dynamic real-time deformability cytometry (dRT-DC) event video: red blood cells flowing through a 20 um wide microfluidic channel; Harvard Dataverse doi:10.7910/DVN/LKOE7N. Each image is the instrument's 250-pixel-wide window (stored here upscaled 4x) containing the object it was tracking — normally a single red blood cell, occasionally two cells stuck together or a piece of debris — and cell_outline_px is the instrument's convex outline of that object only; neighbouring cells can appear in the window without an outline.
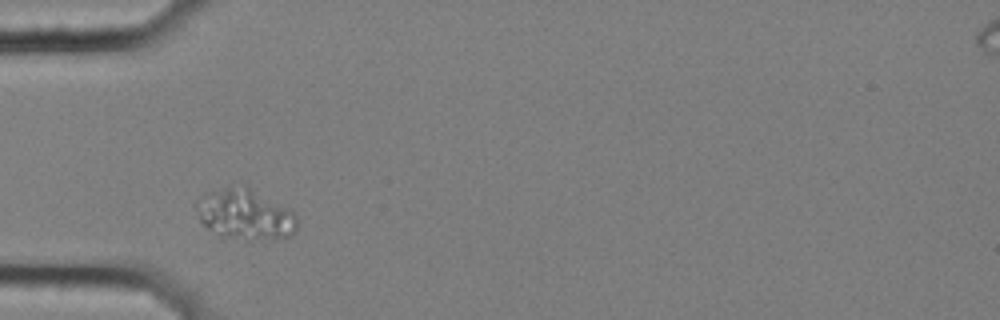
{"species": "common noctule bat (a hibernating species)", "species_latin": "Nyctalus noctula", "temperature_condition": "cold", "stored_images_in_passage": 2, "camera_frame_rate_fps": 3000, "um_per_image_px": 0.085, "animal": {"sex": "female", "body_mass_g": 25.1}, "frame": {"image": 1, "passage_image": 1, "time_ms": 0.0, "image_size_px": [1000, 320], "cell_outline_px": [[296, 232], [292, 236], [252, 240], [248, 240], [224, 236], [204, 224], [200, 220], [200, 212], [204, 192], [224, 188], [248, 188], [292, 208], [296, 216]], "centroid_in_image_um": [20.96, 18.25], "position_along_channel_um": 64.0, "area_um2": 28.44}}
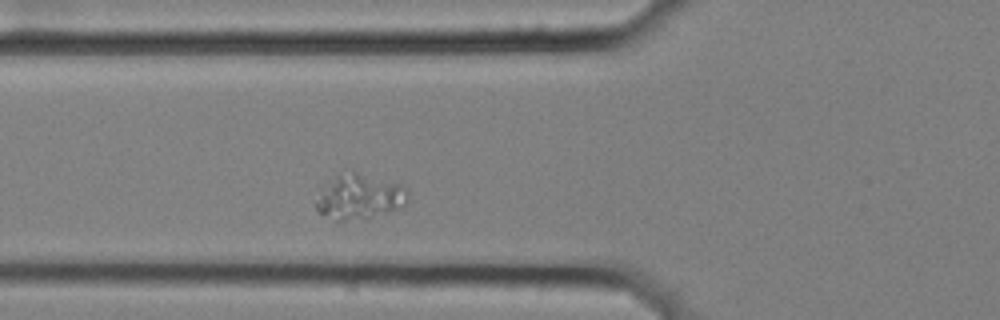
{"frame": {"image": 2, "passage_image": 2, "time_ms": 0.333, "image_size_px": [1000, 320], "cell_outline_px": [[408, 192], [404, 204], [396, 208], [364, 220], [336, 220], [320, 212], [316, 208], [316, 204], [336, 176], [352, 172], [356, 172], [400, 184]], "centroid_in_image_um": [30.62, 16.76], "position_along_channel_um": 95.2, "area_um2": 22.66}}